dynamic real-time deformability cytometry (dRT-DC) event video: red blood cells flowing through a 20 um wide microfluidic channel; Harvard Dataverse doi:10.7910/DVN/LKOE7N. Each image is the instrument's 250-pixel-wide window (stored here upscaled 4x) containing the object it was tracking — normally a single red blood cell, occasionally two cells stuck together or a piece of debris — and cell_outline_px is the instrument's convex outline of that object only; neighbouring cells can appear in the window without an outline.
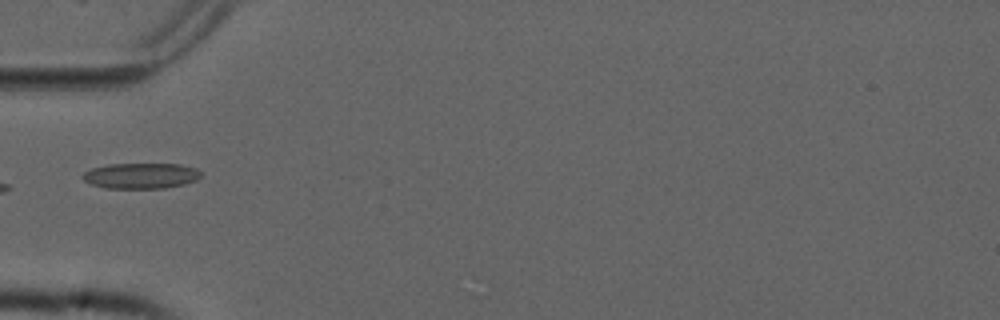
{"species": "common noctule bat (a hibernating species)", "species_latin": "Nyctalus noctula", "temperature_condition": "cold", "stored_images_in_passage": 24, "camera_frame_rate_fps": 3000, "um_per_image_px": 0.085, "animal": {"sex": "male", "forearm_length_mm": 52.5}, "frame": {"image": 1, "passage_image": 1, "time_ms": 0.0, "image_size_px": [1000, 320], "cell_outline_px": [[200, 176], [196, 180], [184, 184], [164, 188], [104, 188], [92, 184], [84, 180], [80, 176], [84, 172], [92, 168], [108, 164], [180, 164], [196, 168], [200, 172]], "centroid_in_image_um": [11.96, 14.94], "position_along_channel_um": 73.0, "area_um2": 17.63}}